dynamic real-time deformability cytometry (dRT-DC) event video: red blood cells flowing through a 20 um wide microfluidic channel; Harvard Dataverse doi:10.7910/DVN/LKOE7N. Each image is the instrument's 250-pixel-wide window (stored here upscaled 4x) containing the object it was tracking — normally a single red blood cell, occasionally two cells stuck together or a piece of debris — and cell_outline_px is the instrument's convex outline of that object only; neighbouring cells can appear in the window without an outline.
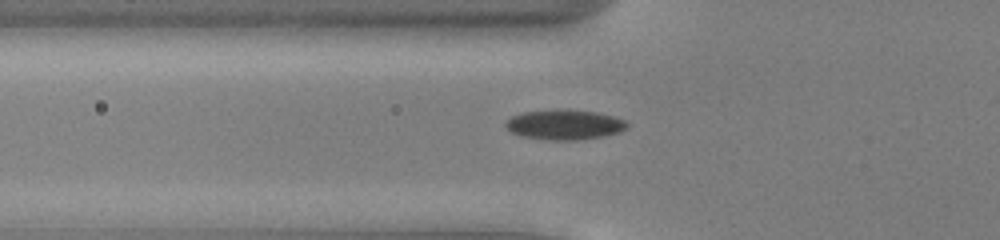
{"species": "common noctule bat (a hibernating species)", "species_latin": "Nyctalus noctula", "temperature_condition": "cold", "stored_images_in_passage": 50, "camera_frame_rate_fps": 3000, "um_per_image_px": 0.085, "animal": {"sex": "male", "body_mass_g": 13.0, "forearm_length_mm": 53.1}, "frame": {"image": 1, "passage_image": 16, "time_ms": 5.0, "image_size_px": [1000, 240], "cell_outline_px": [[628, 128], [620, 132], [604, 136], [576, 140], [552, 140], [520, 136], [512, 132], [504, 124], [512, 116], [524, 112], [596, 112], [612, 116], [624, 120], [628, 124]], "centroid_in_image_um": [48.02, 10.65], "position_along_channel_um": 77.8, "area_um2": 20.23}}
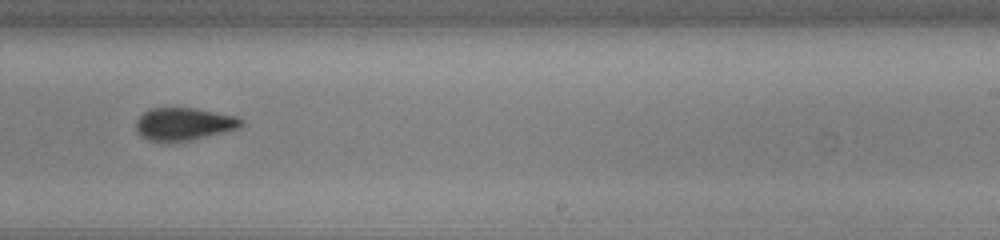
{"frame": {"image": 2, "passage_image": 31, "time_ms": 10.0, "image_size_px": [1000, 240], "cell_outline_px": [[244, 120], [236, 128], [188, 140], [152, 140], [136, 132], [136, 120], [148, 108], [196, 108], [236, 116]], "centroid_in_image_um": [15.59, 10.49], "position_along_channel_um": 273.4, "area_um2": 19.25}}
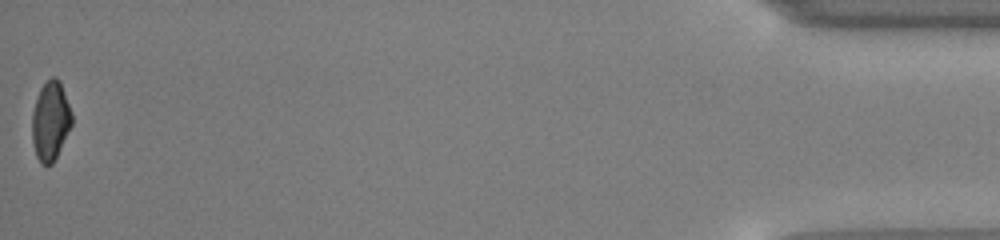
{"frame": {"image": 3, "passage_image": 50, "time_ms": 16.333, "image_size_px": [1000, 240], "cell_outline_px": [[72, 124], [52, 164], [40, 164], [36, 156], [32, 140], [32, 112], [40, 88], [52, 76], [56, 76], [60, 80], [72, 112]], "centroid_in_image_um": [4.29, 10.25], "position_along_channel_um": 430.9, "area_um2": 18.26}, "authors_computed_cell_mechanics": {"area_um2": 19.652, "velocity_mm_per_s": 3.9193, "shape_relaxation_time_tau1_ms": 3.7206, "shape_relaxation_time_tau2_ms": 3.5194, "deformation_change_tau1": 0.099, "deformation_change_tau2": 0.071}}